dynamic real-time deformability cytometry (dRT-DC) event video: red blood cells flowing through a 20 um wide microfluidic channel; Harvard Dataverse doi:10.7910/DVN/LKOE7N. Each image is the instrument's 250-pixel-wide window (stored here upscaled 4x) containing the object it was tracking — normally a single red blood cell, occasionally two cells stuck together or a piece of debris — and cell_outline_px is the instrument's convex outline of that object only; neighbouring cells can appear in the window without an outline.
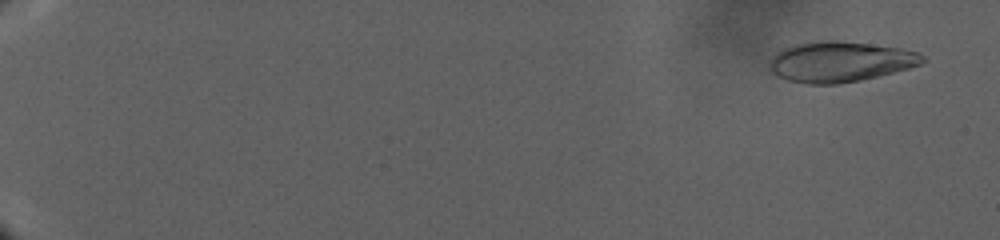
{"species": "human", "species_latin": "Homo sapiens", "temperature_condition": "warm", "stored_images_in_passage": 65, "camera_frame_rate_fps": 3000, "um_per_image_px": 0.085, "donor": {"sex": "male"}, "frame": {"image": 1, "passage_image": 7, "time_ms": 2.0, "image_size_px": [1000, 240], "cell_outline_px": [[924, 60], [920, 64], [908, 68], [860, 80], [840, 84], [808, 84], [788, 80], [772, 72], [772, 56], [776, 52], [792, 44], [824, 40], [836, 40], [900, 48], [916, 52], [924, 56]], "centroid_in_image_um": [71.39, 5.24], "position_along_channel_um": 13.6, "area_um2": 35.55}}
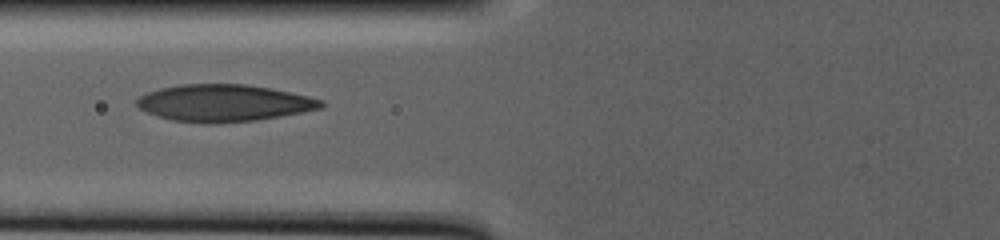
{"frame": {"image": 2, "passage_image": 35, "time_ms": 18.667, "image_size_px": [1000, 240], "cell_outline_px": [[324, 108], [280, 116], [256, 120], [212, 124], [204, 124], [172, 120], [156, 116], [144, 112], [136, 104], [136, 100], [140, 96], [148, 92], [160, 88], [180, 84], [244, 84], [272, 88], [308, 96], [324, 100]], "centroid_in_image_um": [19.02, 8.76], "position_along_channel_um": 106.8, "area_um2": 40.0}}
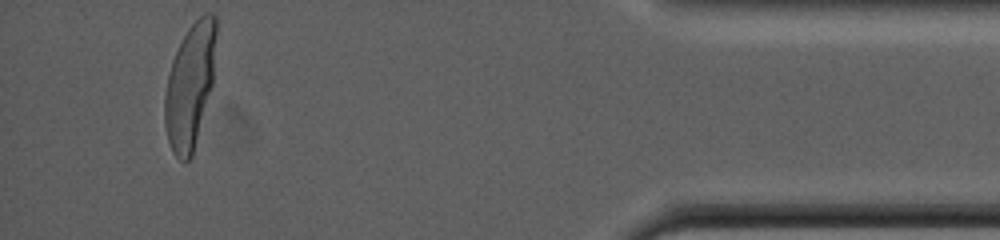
{"frame": {"image": 3, "passage_image": 59, "time_ms": 37.667, "image_size_px": [1000, 240], "cell_outline_px": [[216, 32], [212, 84], [192, 156], [184, 164], [172, 152], [168, 140], [164, 124], [164, 96], [168, 76], [172, 60], [188, 28], [204, 12], [212, 12], [216, 16]], "centroid_in_image_um": [16.14, 7.3], "position_along_channel_um": 419.1, "area_um2": 37.05}}